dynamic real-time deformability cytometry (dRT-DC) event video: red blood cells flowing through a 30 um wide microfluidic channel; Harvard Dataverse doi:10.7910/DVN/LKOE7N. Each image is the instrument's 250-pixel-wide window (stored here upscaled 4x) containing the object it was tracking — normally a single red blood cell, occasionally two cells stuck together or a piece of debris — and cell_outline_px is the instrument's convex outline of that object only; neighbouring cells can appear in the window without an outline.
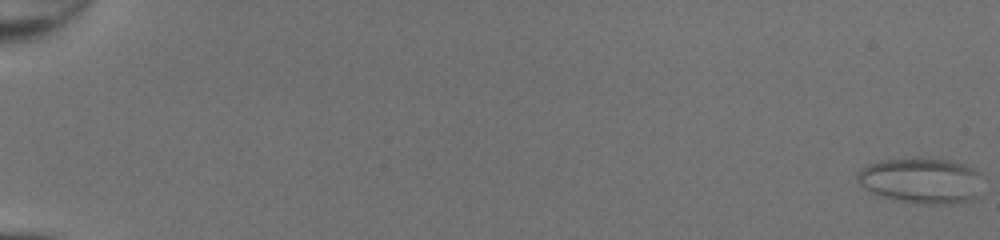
{"species": "common noctule bat (a hibernating species)", "species_latin": "Nyctalus noctula", "temperature_condition": "room temperature", "stored_images_in_passage": 51, "camera_frame_rate_fps": 3000, "um_per_image_px": 0.085, "animal": {"sex": "female", "body_mass_g": 20.0, "forearm_length_mm": 54.0}, "frame": {"image": 1, "passage_image": 1, "time_ms": 0.0, "image_size_px": [1000, 240], "cell_outline_px": [[980, 196], [972, 200], [952, 204], [916, 204], [896, 200], [880, 196], [864, 188], [856, 180], [856, 172], [868, 164], [880, 160], [948, 160], [964, 164], [980, 172]], "centroid_in_image_um": [78.31, 15.39], "position_along_channel_um": 6.7, "area_um2": 33.23}}
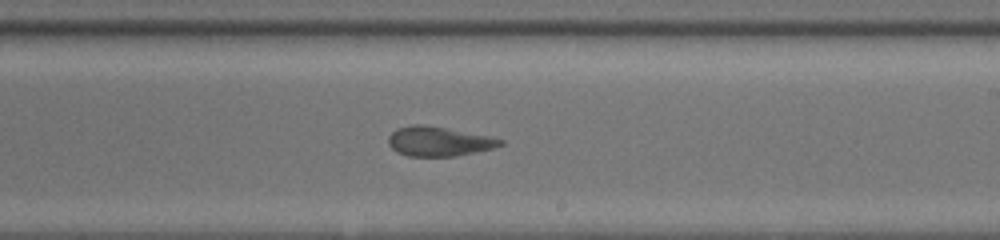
{"frame": {"image": 2, "passage_image": 33, "time_ms": 10.667, "image_size_px": [1000, 240], "cell_outline_px": [[504, 144], [492, 148], [456, 156], [408, 156], [396, 152], [388, 144], [388, 136], [396, 128], [412, 124], [424, 124], [488, 136], [504, 140]], "centroid_in_image_um": [37.24, 12.01], "position_along_channel_um": 251.8, "area_um2": 19.19}}
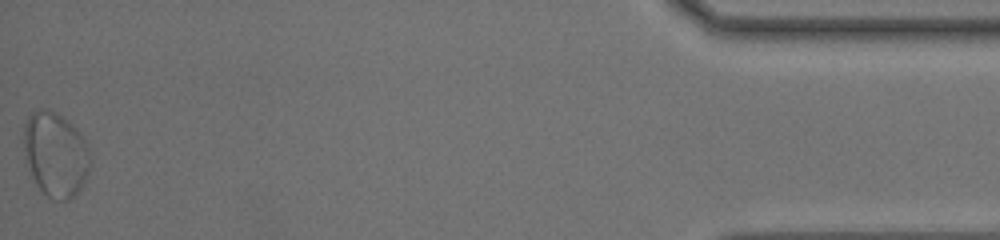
{"frame": {"image": 3, "passage_image": 51, "time_ms": 16.667, "image_size_px": [1000, 240], "cell_outline_px": [[88, 172], [80, 188], [68, 200], [52, 200], [36, 184], [32, 176], [24, 144], [24, 124], [28, 116], [32, 112], [40, 108], [48, 108], [56, 112], [72, 124], [76, 128], [84, 140], [88, 148]], "centroid_in_image_um": [4.7, 13.08], "position_along_channel_um": 430.5, "area_um2": 32.08}}